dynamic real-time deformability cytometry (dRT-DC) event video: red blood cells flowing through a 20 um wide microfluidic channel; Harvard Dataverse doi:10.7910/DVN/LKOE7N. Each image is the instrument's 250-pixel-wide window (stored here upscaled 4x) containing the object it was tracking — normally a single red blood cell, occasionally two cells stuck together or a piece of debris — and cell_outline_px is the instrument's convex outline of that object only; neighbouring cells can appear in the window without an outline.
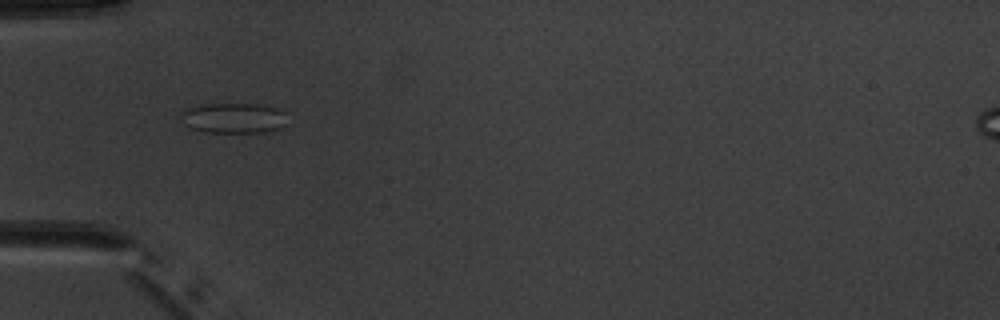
{"species": "common noctule bat (a hibernating species)", "species_latin": "Nyctalus noctula", "temperature_condition": "warm", "stored_images_in_passage": 7, "camera_frame_rate_fps": 3000, "um_per_image_px": 0.085, "animal": {"sex": "male", "body_mass_g": 20.1, "forearm_length_mm": 53.5}, "frame": {"image": 1, "passage_image": 6, "time_ms": 5.667, "image_size_px": [1000, 320], "cell_outline_px": [[284, 124], [280, 128], [264, 132], [204, 132], [192, 128], [184, 124], [180, 116], [180, 112], [188, 108], [204, 104], [256, 104], [276, 108], [284, 112]], "centroid_in_image_um": [19.81, 10.03], "position_along_channel_um": 65.2, "area_um2": 18.55}}
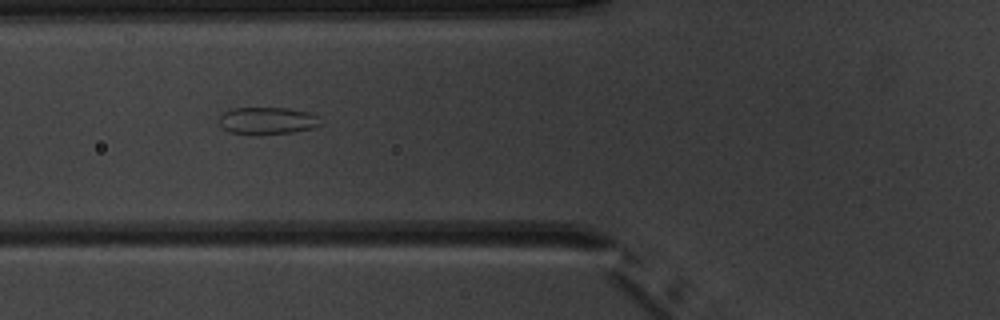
{"frame": {"image": 2, "passage_image": 7, "time_ms": 6.667, "image_size_px": [1000, 320], "cell_outline_px": [[320, 124], [312, 128], [292, 132], [228, 132], [220, 124], [220, 116], [224, 112], [232, 108], [288, 108], [308, 112], [316, 116]], "centroid_in_image_um": [22.71, 10.21], "position_along_channel_um": 103.1, "area_um2": 15.2}}